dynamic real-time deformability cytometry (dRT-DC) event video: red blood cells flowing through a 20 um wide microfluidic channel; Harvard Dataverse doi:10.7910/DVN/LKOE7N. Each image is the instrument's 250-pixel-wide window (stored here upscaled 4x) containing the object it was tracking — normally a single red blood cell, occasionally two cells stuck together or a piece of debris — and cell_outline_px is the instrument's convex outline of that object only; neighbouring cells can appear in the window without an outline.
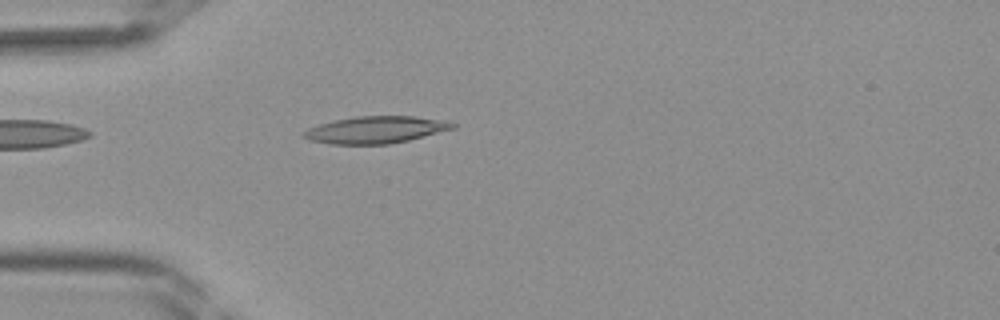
{"species": "Egyptian fruit bat (a non-hibernating species)", "species_latin": "Rousettus aegyptiacus", "temperature_condition": "room temperature", "stored_images_in_passage": 40, "camera_frame_rate_fps": 3000, "um_per_image_px": 0.085, "frame": {"image": 1, "passage_image": 11, "time_ms": 3.333, "image_size_px": [1000, 320], "cell_outline_px": [[456, 128], [408, 140], [388, 144], [328, 144], [308, 140], [300, 136], [308, 128], [320, 124], [336, 120], [356, 116], [412, 116], [448, 120], [456, 124]], "centroid_in_image_um": [31.94, 11.03], "position_along_channel_um": 53.1, "area_um2": 23.52}}
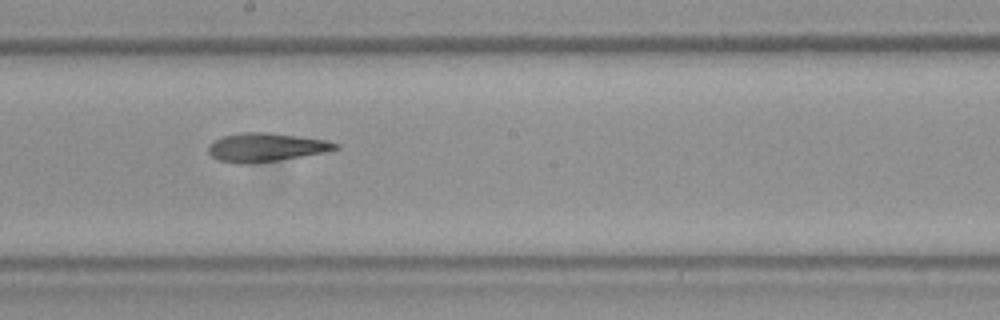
{"frame": {"image": 2, "passage_image": 22, "time_ms": 7.0, "image_size_px": [1000, 320], "cell_outline_px": [[340, 148], [324, 152], [280, 160], [252, 164], [236, 164], [220, 160], [212, 156], [208, 152], [208, 144], [224, 136], [240, 132], [268, 132], [324, 140], [340, 144]], "centroid_in_image_um": [22.58, 12.53], "position_along_channel_um": 225.6, "area_um2": 21.15}}
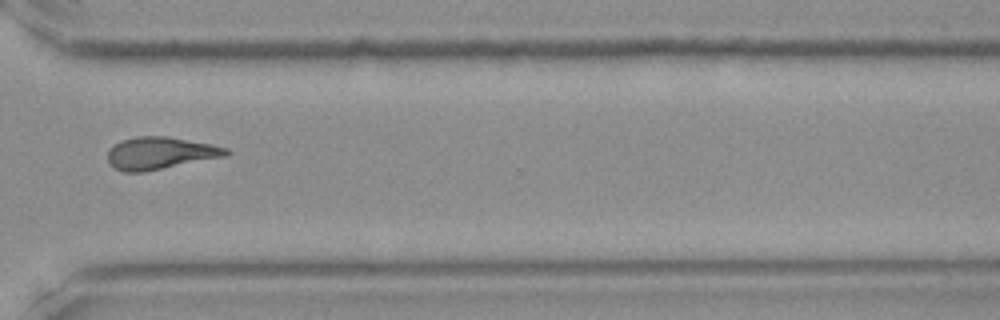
{"frame": {"image": 3, "passage_image": 30, "time_ms": 9.667, "image_size_px": [1000, 320], "cell_outline_px": [[232, 152], [228, 156], [144, 172], [124, 172], [116, 168], [108, 160], [108, 152], [120, 140], [136, 136], [168, 136], [212, 144], [228, 148]], "centroid_in_image_um": [13.68, 13.01], "position_along_channel_um": 356.9, "area_um2": 22.37}}